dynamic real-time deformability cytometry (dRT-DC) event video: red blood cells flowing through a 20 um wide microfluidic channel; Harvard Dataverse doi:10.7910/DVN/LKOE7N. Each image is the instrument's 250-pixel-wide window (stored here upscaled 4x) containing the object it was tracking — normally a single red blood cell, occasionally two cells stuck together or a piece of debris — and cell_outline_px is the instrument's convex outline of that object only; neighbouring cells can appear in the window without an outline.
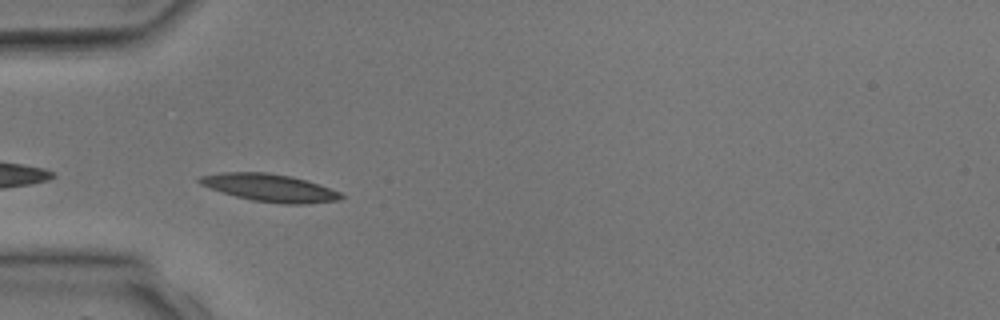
{"species": "common noctule bat (a hibernating species)", "species_latin": "Nyctalus noctula", "temperature_condition": "room temperature", "stored_images_in_passage": 3, "camera_frame_rate_fps": 3000, "um_per_image_px": 0.085, "animal": {"sex": "male", "body_mass_g": 17.9, "forearm_length_mm": 54.2}, "frame": {"image": 1, "passage_image": 3, "time_ms": 2.333, "image_size_px": [1000, 320], "cell_outline_px": [[344, 196], [340, 200], [308, 204], [284, 204], [252, 200], [236, 196], [200, 184], [196, 180], [200, 176], [224, 172], [268, 172], [292, 176], [340, 192]], "centroid_in_image_um": [22.94, 15.96], "position_along_channel_um": 62.1, "area_um2": 22.48}}